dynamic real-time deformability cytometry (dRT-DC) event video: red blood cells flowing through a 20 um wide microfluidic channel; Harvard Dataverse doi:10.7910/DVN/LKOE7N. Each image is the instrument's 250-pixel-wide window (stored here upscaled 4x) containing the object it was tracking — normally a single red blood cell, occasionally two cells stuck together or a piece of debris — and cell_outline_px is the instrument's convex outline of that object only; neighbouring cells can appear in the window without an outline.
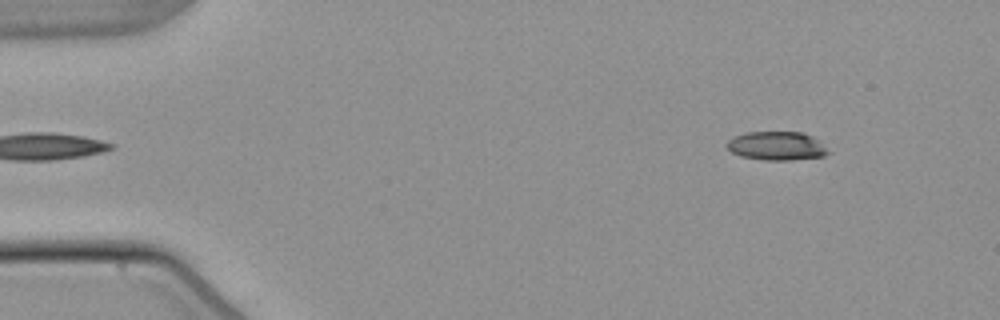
{"species": "common noctule bat (a hibernating species)", "species_latin": "Nyctalus noctula", "temperature_condition": "warm", "stored_images_in_passage": 51, "camera_frame_rate_fps": 3000, "um_per_image_px": 0.085, "animal": {"sex": "male", "body_mass_g": 21.5, "forearm_length_mm": 52.0}, "frame": {"image": 1, "passage_image": 3, "time_ms": 0.667, "image_size_px": [1000, 320], "cell_outline_px": [[832, 152], [824, 156], [788, 160], [764, 160], [740, 156], [732, 152], [724, 144], [732, 136], [744, 132], [800, 132], [812, 136]], "centroid_in_image_um": [65.98, 12.4], "position_along_channel_um": 19.0, "area_um2": 17.05}}
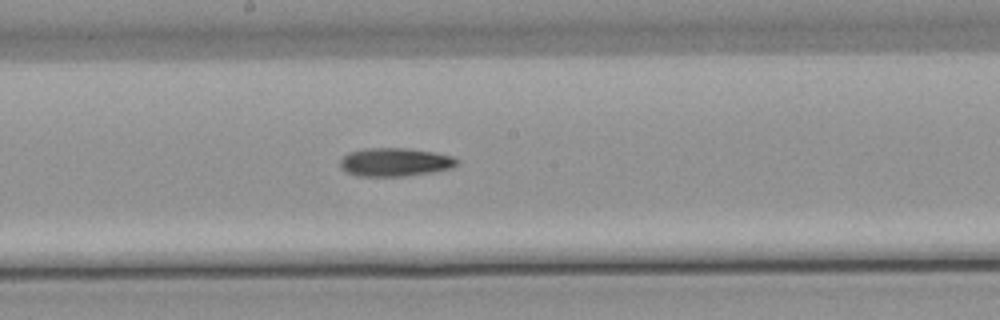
{"frame": {"image": 2, "passage_image": 26, "time_ms": 8.333, "image_size_px": [1000, 320], "cell_outline_px": [[460, 164], [452, 168], [432, 172], [404, 176], [356, 176], [340, 168], [340, 160], [348, 152], [364, 148], [408, 148], [436, 152], [452, 156], [460, 160]], "centroid_in_image_um": [33.6, 13.77], "position_along_channel_um": 214.6, "area_um2": 19.59}}
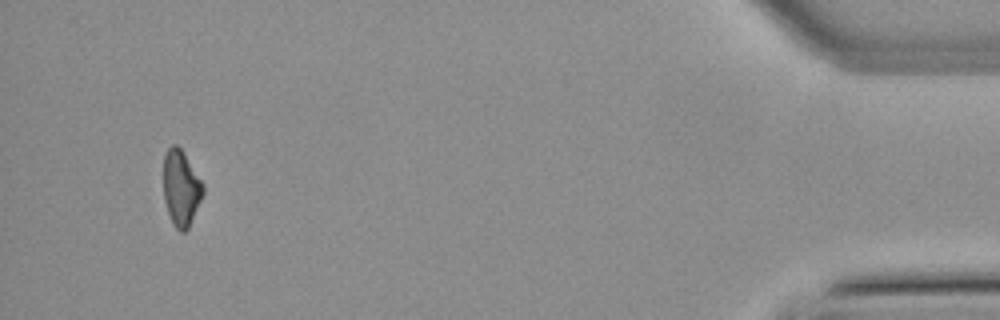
{"frame": {"image": 3, "passage_image": 48, "time_ms": 15.667, "image_size_px": [1000, 320], "cell_outline_px": [[204, 192], [188, 228], [184, 232], [180, 232], [172, 224], [164, 200], [164, 156], [168, 148], [172, 144], [176, 144], [184, 152], [204, 184]], "centroid_in_image_um": [15.39, 15.97], "position_along_channel_um": 419.8, "area_um2": 17.46}}